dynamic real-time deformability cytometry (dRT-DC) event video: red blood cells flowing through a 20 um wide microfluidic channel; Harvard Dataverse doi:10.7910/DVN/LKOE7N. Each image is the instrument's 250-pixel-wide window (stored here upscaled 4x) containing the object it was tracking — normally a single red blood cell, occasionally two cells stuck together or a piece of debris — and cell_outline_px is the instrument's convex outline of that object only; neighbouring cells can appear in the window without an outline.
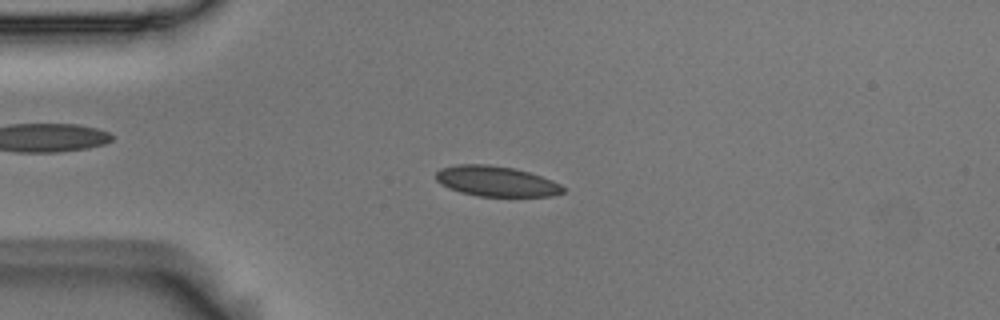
{"species": "Egyptian fruit bat (a non-hibernating species)", "species_latin": "Rousettus aegyptiacus", "temperature_condition": "room temperature", "stored_images_in_passage": 54, "camera_frame_rate_fps": 3000, "um_per_image_px": 0.085, "animal": {"sex": "male"}, "frame": {"image": 1, "passage_image": 13, "time_ms": 4.0, "image_size_px": [1000, 320], "cell_outline_px": [[564, 192], [552, 196], [480, 196], [460, 192], [440, 184], [436, 180], [436, 172], [440, 168], [456, 164], [488, 164], [512, 168], [528, 172], [552, 180], [560, 184], [564, 188]], "centroid_in_image_um": [42.15, 15.4], "position_along_channel_um": 42.9, "area_um2": 22.37}}
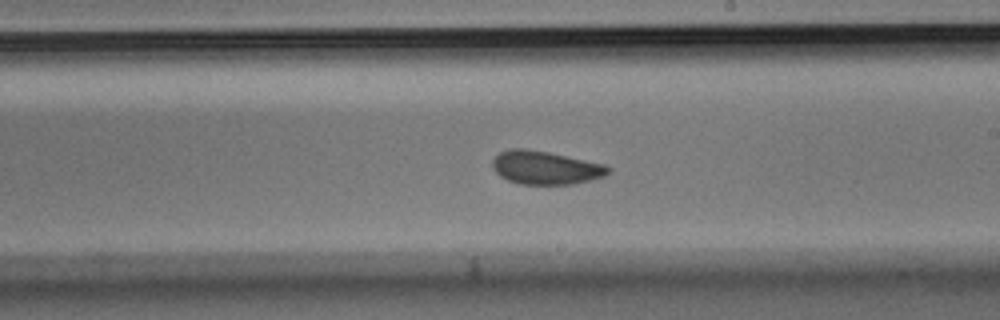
{"frame": {"image": 2, "passage_image": 31, "time_ms": 10.0, "image_size_px": [1000, 320], "cell_outline_px": [[608, 172], [604, 176], [576, 184], [520, 184], [508, 180], [500, 176], [492, 168], [492, 160], [500, 152], [508, 148], [524, 148], [548, 152], [604, 164], [608, 168]], "centroid_in_image_um": [46.31, 14.25], "position_along_channel_um": 242.7, "area_um2": 22.37}}
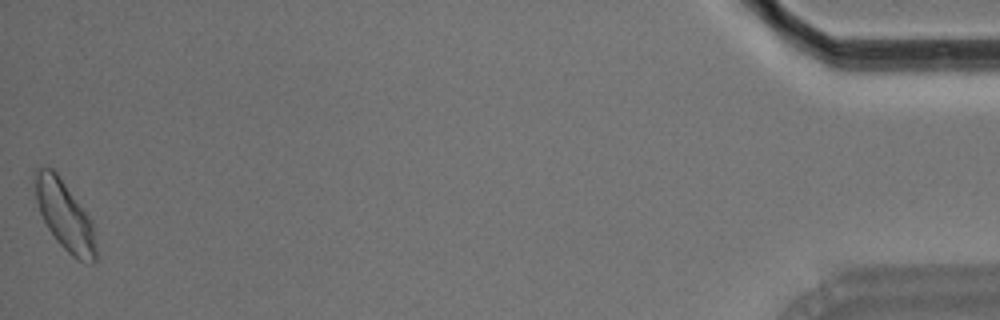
{"frame": {"image": 3, "passage_image": 54, "time_ms": 17.667, "image_size_px": [1000, 320], "cell_outline_px": [[96, 260], [92, 264], [76, 260], [56, 240], [48, 228], [40, 212], [36, 200], [36, 168], [48, 164], [60, 176], [92, 220], [96, 244]], "centroid_in_image_um": [5.53, 18.33], "position_along_channel_um": 429.7, "area_um2": 24.57}, "authors_computed_cell_mechanics": {"area_um2": 22.5998, "velocity_mm_per_s": 3.6814, "shape_relaxation_time_tau1_ms": 6.199, "shape_relaxation_time_tau2_ms": 1.7486, "deformation_change_tau1": 0.1212, "deformation_change_tau2": 0.0489}}